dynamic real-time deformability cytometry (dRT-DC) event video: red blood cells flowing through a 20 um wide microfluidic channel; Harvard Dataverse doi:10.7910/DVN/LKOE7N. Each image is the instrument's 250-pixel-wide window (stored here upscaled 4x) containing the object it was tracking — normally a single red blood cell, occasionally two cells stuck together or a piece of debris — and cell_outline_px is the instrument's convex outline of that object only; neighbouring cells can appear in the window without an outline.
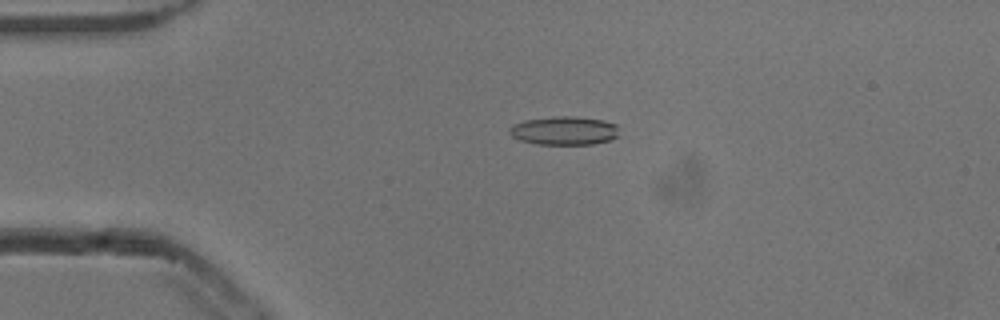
{"species": "common noctule bat (a hibernating species)", "species_latin": "Nyctalus noctula", "temperature_condition": "cold", "stored_images_in_passage": 53, "camera_frame_rate_fps": 3000, "um_per_image_px": 0.085, "animal": {"sex": "male", "body_mass_g": 13.3}, "frame": {"image": 1, "passage_image": 12, "time_ms": 3.667, "image_size_px": [1000, 320], "cell_outline_px": [[620, 136], [612, 140], [592, 144], [536, 144], [520, 140], [512, 136], [508, 132], [508, 128], [512, 124], [524, 120], [552, 116], [576, 116], [604, 120], [616, 124]], "centroid_in_image_um": [47.96, 11.1], "position_along_channel_um": 37.0, "area_um2": 18.61}}
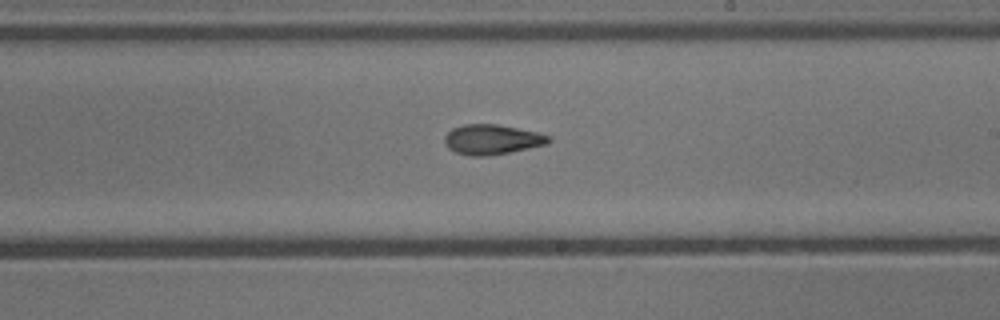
{"frame": {"image": 2, "passage_image": 31, "time_ms": 10.0, "image_size_px": [1000, 320], "cell_outline_px": [[552, 140], [548, 144], [488, 156], [468, 156], [456, 152], [448, 148], [444, 140], [444, 136], [452, 128], [464, 124], [496, 124], [540, 132], [552, 136]], "centroid_in_image_um": [41.85, 11.85], "position_along_channel_um": 247.2, "area_um2": 18.32}}
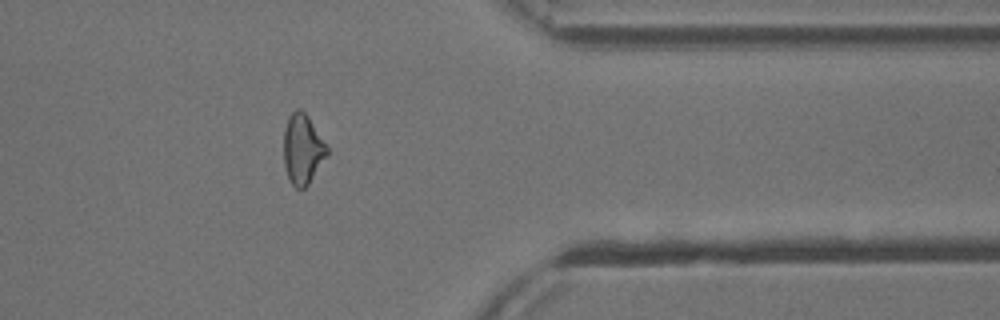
{"frame": {"image": 3, "passage_image": 43, "time_ms": 14.0, "image_size_px": [1000, 320], "cell_outline_px": [[328, 156], [308, 184], [304, 188], [296, 188], [292, 184], [288, 176], [284, 164], [284, 128], [288, 116], [296, 108], [300, 108], [308, 116], [328, 144]], "centroid_in_image_um": [25.74, 12.64], "position_along_channel_um": 385.7, "area_um2": 17.92}, "authors_computed_cell_mechanics": {"area_um2": 18.207, "velocity_mm_per_s": 3.8647, "shape_relaxation_time_tau1_ms": null, "shape_relaxation_time_tau2_ms": 3.2237, "deformation_change_tau1": null, "deformation_change_tau2": 0.1155}}